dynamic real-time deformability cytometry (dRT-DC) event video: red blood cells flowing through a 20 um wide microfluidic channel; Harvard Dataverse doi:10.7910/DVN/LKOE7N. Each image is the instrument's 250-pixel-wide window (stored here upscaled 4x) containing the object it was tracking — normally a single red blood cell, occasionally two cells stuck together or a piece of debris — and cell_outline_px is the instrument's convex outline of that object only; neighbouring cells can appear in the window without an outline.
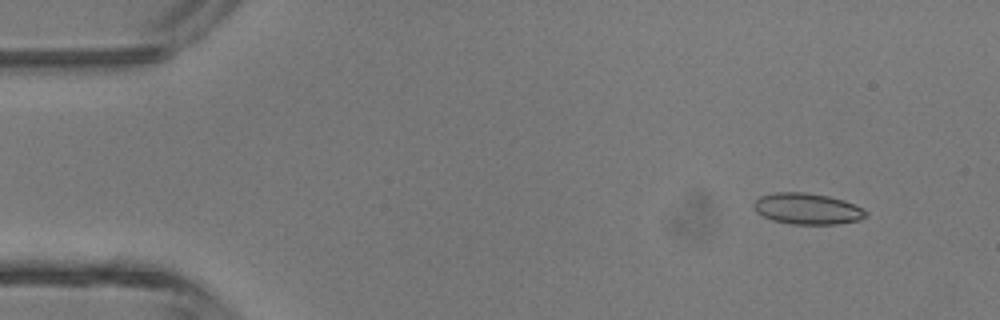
{"species": "common noctule bat (a hibernating species)", "species_latin": "Nyctalus noctula", "temperature_condition": "room temperature", "stored_images_in_passage": 4, "camera_frame_rate_fps": 3000, "um_per_image_px": 0.085, "animal": {"sex": "male", "body_mass_g": 13.3}, "frame": {"image": 1, "passage_image": 1, "time_ms": 0.0, "image_size_px": [1000, 320], "cell_outline_px": [[868, 216], [860, 220], [836, 224], [792, 224], [772, 220], [756, 212], [752, 204], [760, 196], [776, 192], [804, 192], [828, 196], [844, 200], [864, 208], [868, 212]], "centroid_in_image_um": [68.65, 17.74], "position_along_channel_um": 16.4, "area_um2": 20.46}}